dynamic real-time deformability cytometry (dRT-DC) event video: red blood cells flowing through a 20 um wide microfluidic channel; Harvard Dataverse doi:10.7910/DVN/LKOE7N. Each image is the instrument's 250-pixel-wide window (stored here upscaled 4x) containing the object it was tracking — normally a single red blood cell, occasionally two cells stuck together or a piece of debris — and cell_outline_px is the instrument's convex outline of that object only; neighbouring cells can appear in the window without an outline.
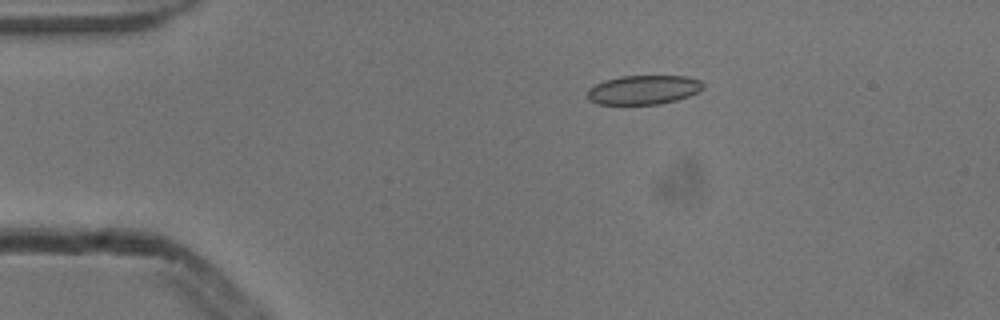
{"species": "common noctule bat (a hibernating species)", "species_latin": "Nyctalus noctula", "temperature_condition": "cold", "stored_images_in_passage": 3, "camera_frame_rate_fps": 3000, "um_per_image_px": 0.085, "animal": {"sex": "male", "body_mass_g": 13.3}, "frame": {"image": 1, "passage_image": 1, "time_ms": 0.0, "image_size_px": [1000, 320], "cell_outline_px": [[704, 88], [688, 96], [676, 100], [660, 104], [600, 104], [588, 100], [588, 88], [604, 80], [620, 76], [688, 76], [700, 80], [704, 84]], "centroid_in_image_um": [54.7, 7.63], "position_along_channel_um": 30.3, "area_um2": 19.65}}
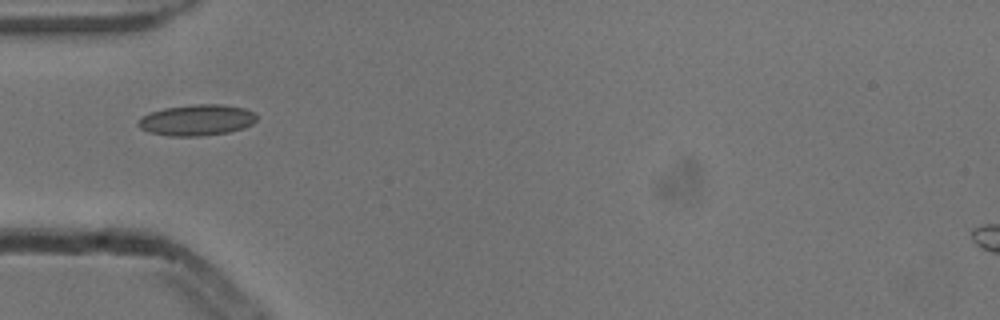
{"frame": {"image": 2, "passage_image": 3, "time_ms": 0.667, "image_size_px": [1000, 320], "cell_outline_px": [[256, 120], [252, 124], [244, 128], [228, 132], [200, 136], [168, 136], [148, 132], [140, 128], [136, 124], [140, 116], [164, 108], [196, 104], [220, 104], [244, 108], [252, 112], [256, 116]], "centroid_in_image_um": [16.69, 10.21], "position_along_channel_um": 68.3, "area_um2": 21.44}}